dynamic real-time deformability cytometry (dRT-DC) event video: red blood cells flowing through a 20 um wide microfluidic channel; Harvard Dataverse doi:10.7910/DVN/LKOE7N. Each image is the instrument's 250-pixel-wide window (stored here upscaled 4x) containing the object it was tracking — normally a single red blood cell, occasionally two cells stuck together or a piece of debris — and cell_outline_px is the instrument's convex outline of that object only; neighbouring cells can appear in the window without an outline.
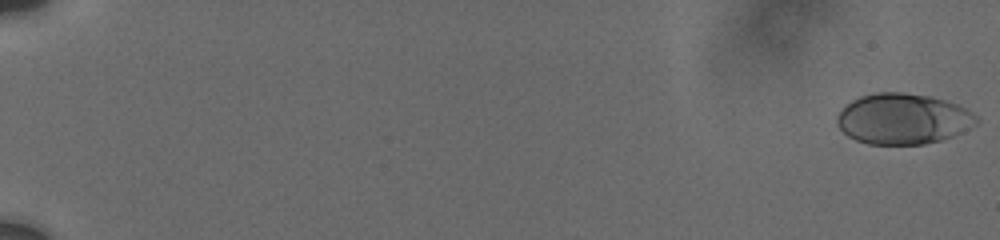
{"species": "human", "species_latin": "Homo sapiens", "temperature_condition": "cold", "stored_images_in_passage": 95, "camera_frame_rate_fps": 3000, "um_per_image_px": 0.085, "donor": {"sex": "male"}, "frame": {"image": 1, "passage_image": 1, "time_ms": 0.0, "image_size_px": [1000, 240], "cell_outline_px": [[980, 120], [976, 124], [952, 136], [940, 140], [924, 144], [868, 144], [856, 140], [848, 136], [836, 124], [836, 116], [844, 104], [860, 96], [876, 92], [904, 92], [928, 96], [944, 100], [956, 104], [964, 108], [976, 116]], "centroid_in_image_um": [76.7, 10.09], "position_along_channel_um": 8.3, "area_um2": 41.15}}
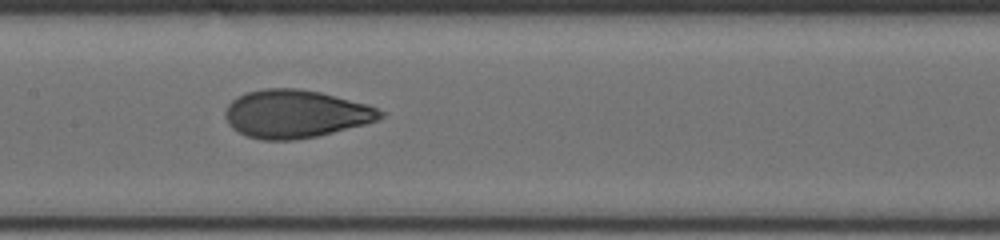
{"frame": {"image": 2, "passage_image": 63, "time_ms": 10.333, "image_size_px": [1000, 240], "cell_outline_px": [[384, 116], [376, 120], [364, 124], [316, 136], [292, 140], [264, 140], [248, 136], [232, 128], [228, 124], [224, 116], [224, 112], [228, 104], [236, 96], [244, 92], [264, 88], [296, 88], [320, 92], [368, 104], [384, 112]], "centroid_in_image_um": [25.08, 9.66], "position_along_channel_um": 182.3, "area_um2": 43.29}}
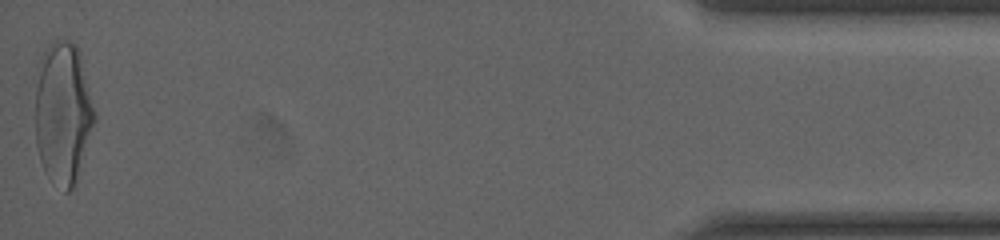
{"frame": {"image": 3, "passage_image": 94, "time_ms": 19.0, "image_size_px": [1000, 240], "cell_outline_px": [[96, 120], [72, 188], [68, 192], [64, 192], [44, 172], [40, 160], [36, 144], [36, 64], [48, 44], [52, 40], [68, 40], [76, 44], [80, 52], [96, 112]], "centroid_in_image_um": [5.34, 9.52], "position_along_channel_um": 429.9, "area_um2": 49.42}, "authors_computed_cell_mechanics": {"area_um2": 41.4426, "velocity_mm_per_s": 3.75, "shape_relaxation_time_tau1_ms": 3.8367, "shape_relaxation_time_tau2_ms": 0.7372, "deformation_change_tau1": 0.153, "deformation_change_tau2": 0.0538}}